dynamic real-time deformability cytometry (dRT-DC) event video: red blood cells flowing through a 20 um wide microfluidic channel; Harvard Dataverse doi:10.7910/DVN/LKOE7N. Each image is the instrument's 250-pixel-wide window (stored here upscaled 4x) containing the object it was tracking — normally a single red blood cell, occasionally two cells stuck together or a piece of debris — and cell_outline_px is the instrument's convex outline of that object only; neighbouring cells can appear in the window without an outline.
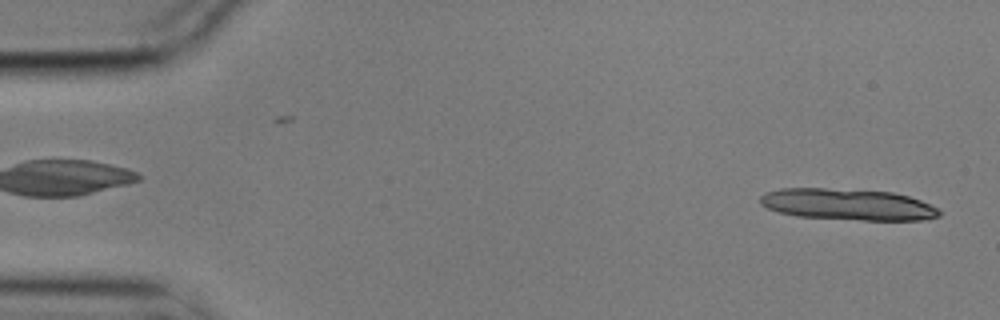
{"species": "common noctule bat (a hibernating species)", "species_latin": "Nyctalus noctula", "temperature_condition": "cold", "stored_images_in_passage": 5, "segment_of_instrument_passage": [2, 2], "camera_frame_rate_fps": 3000, "um_per_image_px": 0.085, "animal": {"sex": "male", "body_mass_g": 17.9}, "frame": {"image": 1, "passage_image": 5, "time_ms": 1.333, "image_size_px": [1000, 320], "cell_outline_px": [[940, 216], [920, 220], [864, 220], [796, 216], [780, 212], [768, 208], [760, 204], [760, 196], [764, 192], [780, 188], [824, 188], [892, 192], [908, 196], [920, 200], [940, 208]], "centroid_in_image_um": [72.05, 17.37], "position_along_channel_um": 12.9, "area_um2": 32.71}}